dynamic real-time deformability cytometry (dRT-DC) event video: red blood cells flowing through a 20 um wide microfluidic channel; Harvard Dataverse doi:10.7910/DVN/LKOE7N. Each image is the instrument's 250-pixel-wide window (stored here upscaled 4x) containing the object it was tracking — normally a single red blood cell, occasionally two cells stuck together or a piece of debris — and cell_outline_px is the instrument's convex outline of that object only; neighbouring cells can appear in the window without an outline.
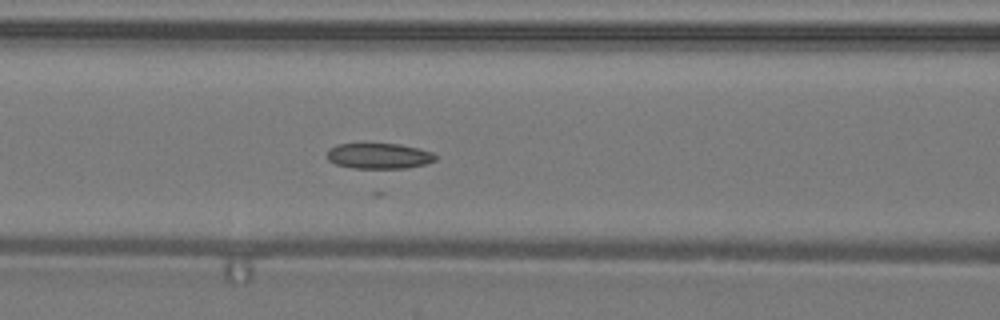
{"species": "common noctule bat (a hibernating species)", "species_latin": "Nyctalus noctula", "temperature_condition": "warm", "stored_images_in_passage": 20, "camera_frame_rate_fps": 3000, "um_per_image_px": 0.085, "animal": {"sex": "male", "body_mass_g": 19.2, "forearm_length_mm": 51.8}, "frame": {"image": 1, "passage_image": 8, "time_ms": 2.333, "image_size_px": [1000, 320], "cell_outline_px": [[436, 160], [424, 164], [408, 168], [352, 168], [336, 164], [328, 160], [328, 148], [336, 144], [400, 144], [420, 148], [432, 152], [436, 156]], "centroid_in_image_um": [32.22, 13.25], "position_along_channel_um": 134.4, "area_um2": 16.18}}
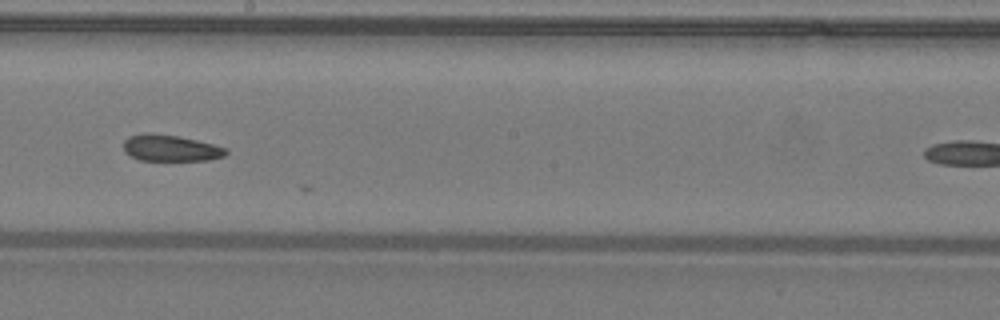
{"frame": {"image": 2, "passage_image": 15, "time_ms": 4.667, "image_size_px": [1000, 320], "cell_outline_px": [[228, 152], [224, 156], [208, 160], [140, 160], [124, 152], [124, 140], [128, 136], [176, 136], [196, 140], [228, 148]], "centroid_in_image_um": [14.57, 12.63], "position_along_channel_um": 233.6, "area_um2": 14.97}}
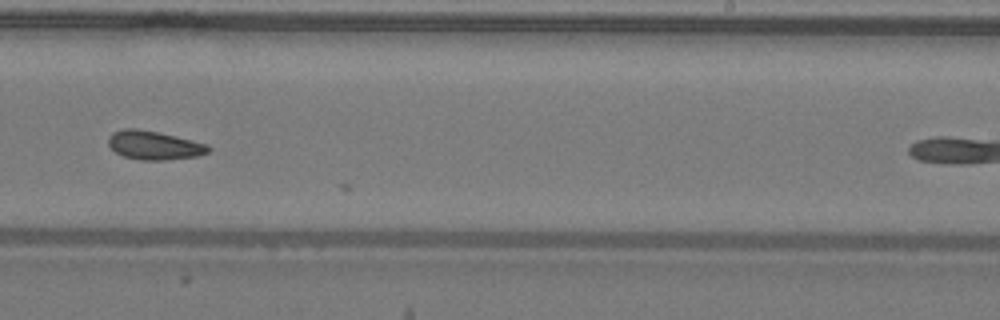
{"frame": {"image": 3, "passage_image": 18, "time_ms": 5.667, "image_size_px": [1000, 320], "cell_outline_px": [[212, 148], [208, 152], [200, 156], [164, 160], [140, 160], [124, 156], [116, 152], [108, 144], [108, 136], [112, 132], [124, 128], [136, 128], [160, 132], [208, 144]], "centroid_in_image_um": [13.12, 12.34], "position_along_channel_um": 275.9, "area_um2": 16.94}}